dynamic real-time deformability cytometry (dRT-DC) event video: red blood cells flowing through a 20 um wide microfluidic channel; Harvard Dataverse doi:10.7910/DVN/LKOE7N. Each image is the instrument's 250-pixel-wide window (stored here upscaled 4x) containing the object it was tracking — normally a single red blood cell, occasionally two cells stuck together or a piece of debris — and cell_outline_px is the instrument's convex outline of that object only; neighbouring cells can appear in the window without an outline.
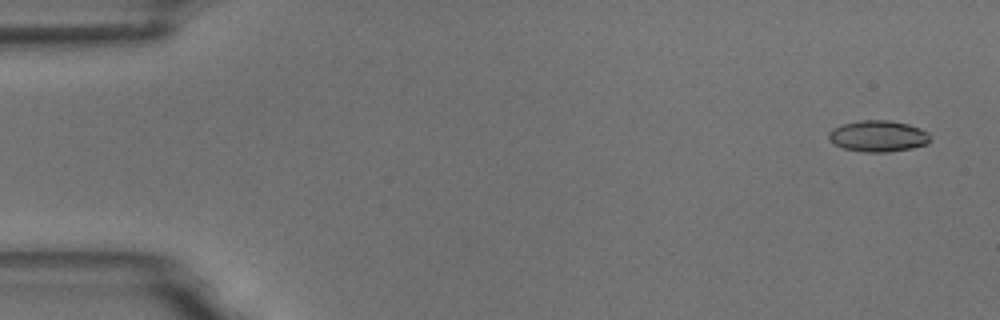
{"species": "common noctule bat (a hibernating species)", "species_latin": "Nyctalus noctula", "temperature_condition": "room temperature", "stored_images_in_passage": 6, "camera_frame_rate_fps": 3000, "um_per_image_px": 0.085, "animal": {"sex": "male", "body_mass_g": 18.8}, "frame": {"image": 1, "passage_image": 1, "time_ms": 0.0, "image_size_px": [1000, 320], "cell_outline_px": [[932, 140], [928, 144], [912, 148], [888, 152], [864, 152], [844, 148], [828, 140], [828, 132], [832, 128], [840, 124], [860, 120], [888, 120], [908, 124], [920, 128], [928, 132]], "centroid_in_image_um": [74.64, 11.56], "position_along_channel_um": 10.4, "area_um2": 18.73}}
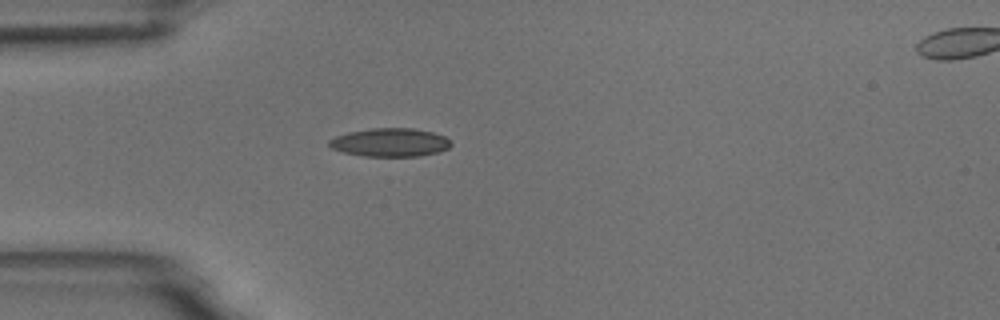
{"frame": {"image": 2, "passage_image": 5, "time_ms": 4.333, "image_size_px": [1000, 320], "cell_outline_px": [[452, 144], [448, 148], [440, 152], [420, 156], [364, 156], [344, 152], [332, 148], [328, 144], [328, 140], [336, 136], [348, 132], [372, 128], [412, 128], [432, 132], [444, 136]], "centroid_in_image_um": [33.16, 12.1], "position_along_channel_um": 51.8, "area_um2": 20.11}}